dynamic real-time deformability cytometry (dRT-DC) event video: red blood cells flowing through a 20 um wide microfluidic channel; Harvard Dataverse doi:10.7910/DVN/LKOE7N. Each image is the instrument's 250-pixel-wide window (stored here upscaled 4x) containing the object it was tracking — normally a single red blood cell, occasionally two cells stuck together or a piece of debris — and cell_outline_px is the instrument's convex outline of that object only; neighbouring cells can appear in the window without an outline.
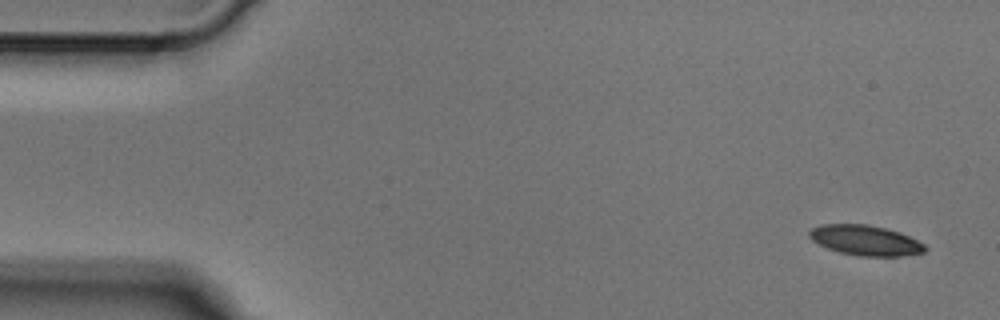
{"species": "Egyptian fruit bat (a non-hibernating species)", "species_latin": "Rousettus aegyptiacus", "temperature_condition": "cold", "stored_images_in_passage": 5, "camera_frame_rate_fps": 3000, "um_per_image_px": 0.085, "animal": {"sex": "male"}, "frame": {"image": 1, "passage_image": 1, "time_ms": 0.0, "image_size_px": [1000, 320], "cell_outline_px": [[928, 248], [924, 252], [904, 256], [856, 256], [840, 252], [828, 248], [812, 240], [808, 236], [808, 232], [812, 228], [820, 224], [868, 224], [884, 228], [908, 236], [924, 244]], "centroid_in_image_um": [73.54, 20.43], "position_along_channel_um": 11.5, "area_um2": 20.23}}